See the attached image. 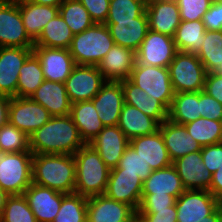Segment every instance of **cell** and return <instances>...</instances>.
<instances>
[{"label":"cell","mask_w":222,"mask_h":222,"mask_svg":"<svg viewBox=\"0 0 222 222\" xmlns=\"http://www.w3.org/2000/svg\"><path fill=\"white\" fill-rule=\"evenodd\" d=\"M85 143L70 115L55 116L29 136L32 154L74 155Z\"/></svg>","instance_id":"6da1fadb"},{"label":"cell","mask_w":222,"mask_h":222,"mask_svg":"<svg viewBox=\"0 0 222 222\" xmlns=\"http://www.w3.org/2000/svg\"><path fill=\"white\" fill-rule=\"evenodd\" d=\"M32 182L64 194L75 192L76 163L70 154H33Z\"/></svg>","instance_id":"7a4b0ae2"},{"label":"cell","mask_w":222,"mask_h":222,"mask_svg":"<svg viewBox=\"0 0 222 222\" xmlns=\"http://www.w3.org/2000/svg\"><path fill=\"white\" fill-rule=\"evenodd\" d=\"M76 163V194L91 197L104 195L111 169L99 153L85 144L73 155Z\"/></svg>","instance_id":"3957f363"},{"label":"cell","mask_w":222,"mask_h":222,"mask_svg":"<svg viewBox=\"0 0 222 222\" xmlns=\"http://www.w3.org/2000/svg\"><path fill=\"white\" fill-rule=\"evenodd\" d=\"M114 44L108 26L95 23L75 34L68 49L76 65L97 66Z\"/></svg>","instance_id":"277c9868"},{"label":"cell","mask_w":222,"mask_h":222,"mask_svg":"<svg viewBox=\"0 0 222 222\" xmlns=\"http://www.w3.org/2000/svg\"><path fill=\"white\" fill-rule=\"evenodd\" d=\"M31 151L0 153V187L8 195H22L32 183Z\"/></svg>","instance_id":"5b68a950"},{"label":"cell","mask_w":222,"mask_h":222,"mask_svg":"<svg viewBox=\"0 0 222 222\" xmlns=\"http://www.w3.org/2000/svg\"><path fill=\"white\" fill-rule=\"evenodd\" d=\"M168 68L174 93L204 90L206 71L196 54L177 51Z\"/></svg>","instance_id":"8992f818"},{"label":"cell","mask_w":222,"mask_h":222,"mask_svg":"<svg viewBox=\"0 0 222 222\" xmlns=\"http://www.w3.org/2000/svg\"><path fill=\"white\" fill-rule=\"evenodd\" d=\"M129 80L170 109L175 93L168 67L148 66L135 62Z\"/></svg>","instance_id":"52a82bcc"},{"label":"cell","mask_w":222,"mask_h":222,"mask_svg":"<svg viewBox=\"0 0 222 222\" xmlns=\"http://www.w3.org/2000/svg\"><path fill=\"white\" fill-rule=\"evenodd\" d=\"M0 47H34L23 25L19 0H0Z\"/></svg>","instance_id":"ba28073f"},{"label":"cell","mask_w":222,"mask_h":222,"mask_svg":"<svg viewBox=\"0 0 222 222\" xmlns=\"http://www.w3.org/2000/svg\"><path fill=\"white\" fill-rule=\"evenodd\" d=\"M52 116L30 97H11L8 121L28 137L47 123Z\"/></svg>","instance_id":"9c48e42d"},{"label":"cell","mask_w":222,"mask_h":222,"mask_svg":"<svg viewBox=\"0 0 222 222\" xmlns=\"http://www.w3.org/2000/svg\"><path fill=\"white\" fill-rule=\"evenodd\" d=\"M106 81L97 66L76 65L64 85L73 104L92 100Z\"/></svg>","instance_id":"30bf717a"},{"label":"cell","mask_w":222,"mask_h":222,"mask_svg":"<svg viewBox=\"0 0 222 222\" xmlns=\"http://www.w3.org/2000/svg\"><path fill=\"white\" fill-rule=\"evenodd\" d=\"M175 206L177 222H202L220 206V201L210 191L185 190Z\"/></svg>","instance_id":"8fae6325"},{"label":"cell","mask_w":222,"mask_h":222,"mask_svg":"<svg viewBox=\"0 0 222 222\" xmlns=\"http://www.w3.org/2000/svg\"><path fill=\"white\" fill-rule=\"evenodd\" d=\"M177 52L172 36L148 30L135 52L136 62L148 66L169 67Z\"/></svg>","instance_id":"7c38bea8"},{"label":"cell","mask_w":222,"mask_h":222,"mask_svg":"<svg viewBox=\"0 0 222 222\" xmlns=\"http://www.w3.org/2000/svg\"><path fill=\"white\" fill-rule=\"evenodd\" d=\"M143 182L137 174L123 173V169H111L104 195L138 210L141 203Z\"/></svg>","instance_id":"4fadbf2b"},{"label":"cell","mask_w":222,"mask_h":222,"mask_svg":"<svg viewBox=\"0 0 222 222\" xmlns=\"http://www.w3.org/2000/svg\"><path fill=\"white\" fill-rule=\"evenodd\" d=\"M33 53V48L0 47V94L17 97L21 67Z\"/></svg>","instance_id":"5bb4252c"},{"label":"cell","mask_w":222,"mask_h":222,"mask_svg":"<svg viewBox=\"0 0 222 222\" xmlns=\"http://www.w3.org/2000/svg\"><path fill=\"white\" fill-rule=\"evenodd\" d=\"M33 52L41 62L45 80L64 83L76 66L69 49L34 46Z\"/></svg>","instance_id":"9a60e30c"},{"label":"cell","mask_w":222,"mask_h":222,"mask_svg":"<svg viewBox=\"0 0 222 222\" xmlns=\"http://www.w3.org/2000/svg\"><path fill=\"white\" fill-rule=\"evenodd\" d=\"M185 190H206L211 186L212 173L204 163L201 151L189 153L172 162Z\"/></svg>","instance_id":"2e32d148"},{"label":"cell","mask_w":222,"mask_h":222,"mask_svg":"<svg viewBox=\"0 0 222 222\" xmlns=\"http://www.w3.org/2000/svg\"><path fill=\"white\" fill-rule=\"evenodd\" d=\"M137 211L105 195H95L87 200V222H131Z\"/></svg>","instance_id":"e0dca14e"},{"label":"cell","mask_w":222,"mask_h":222,"mask_svg":"<svg viewBox=\"0 0 222 222\" xmlns=\"http://www.w3.org/2000/svg\"><path fill=\"white\" fill-rule=\"evenodd\" d=\"M25 198L37 222H53L66 195L35 183L24 191Z\"/></svg>","instance_id":"ac0fdd59"},{"label":"cell","mask_w":222,"mask_h":222,"mask_svg":"<svg viewBox=\"0 0 222 222\" xmlns=\"http://www.w3.org/2000/svg\"><path fill=\"white\" fill-rule=\"evenodd\" d=\"M88 144L99 153L104 163L112 169L118 166L126 147L129 145V139L118 125L105 126Z\"/></svg>","instance_id":"d6986e66"},{"label":"cell","mask_w":222,"mask_h":222,"mask_svg":"<svg viewBox=\"0 0 222 222\" xmlns=\"http://www.w3.org/2000/svg\"><path fill=\"white\" fill-rule=\"evenodd\" d=\"M91 101L104 126H116L124 105L122 81H106Z\"/></svg>","instance_id":"ffe728a7"},{"label":"cell","mask_w":222,"mask_h":222,"mask_svg":"<svg viewBox=\"0 0 222 222\" xmlns=\"http://www.w3.org/2000/svg\"><path fill=\"white\" fill-rule=\"evenodd\" d=\"M135 62L133 50L114 44L97 67L107 81L120 82L130 78Z\"/></svg>","instance_id":"44dd1931"},{"label":"cell","mask_w":222,"mask_h":222,"mask_svg":"<svg viewBox=\"0 0 222 222\" xmlns=\"http://www.w3.org/2000/svg\"><path fill=\"white\" fill-rule=\"evenodd\" d=\"M129 145L150 165L152 171L172 165L168 150L164 144L161 132L137 136L129 140Z\"/></svg>","instance_id":"7402d4cb"},{"label":"cell","mask_w":222,"mask_h":222,"mask_svg":"<svg viewBox=\"0 0 222 222\" xmlns=\"http://www.w3.org/2000/svg\"><path fill=\"white\" fill-rule=\"evenodd\" d=\"M111 37L116 45L136 52L149 30L146 12L133 21H106Z\"/></svg>","instance_id":"603a6c76"},{"label":"cell","mask_w":222,"mask_h":222,"mask_svg":"<svg viewBox=\"0 0 222 222\" xmlns=\"http://www.w3.org/2000/svg\"><path fill=\"white\" fill-rule=\"evenodd\" d=\"M166 149L172 162L189 153L201 151L202 147L188 133L184 125L165 120L159 125Z\"/></svg>","instance_id":"cb8c5ba5"},{"label":"cell","mask_w":222,"mask_h":222,"mask_svg":"<svg viewBox=\"0 0 222 222\" xmlns=\"http://www.w3.org/2000/svg\"><path fill=\"white\" fill-rule=\"evenodd\" d=\"M146 14L149 29L174 37L180 25V12L176 0L158 1L147 4Z\"/></svg>","instance_id":"d4e9b609"},{"label":"cell","mask_w":222,"mask_h":222,"mask_svg":"<svg viewBox=\"0 0 222 222\" xmlns=\"http://www.w3.org/2000/svg\"><path fill=\"white\" fill-rule=\"evenodd\" d=\"M30 98L47 109L52 117L70 115L72 103L64 83L44 80Z\"/></svg>","instance_id":"484cf974"},{"label":"cell","mask_w":222,"mask_h":222,"mask_svg":"<svg viewBox=\"0 0 222 222\" xmlns=\"http://www.w3.org/2000/svg\"><path fill=\"white\" fill-rule=\"evenodd\" d=\"M124 103L136 107L159 124L168 119L169 110L156 98L141 90L129 79L122 81Z\"/></svg>","instance_id":"4316f807"},{"label":"cell","mask_w":222,"mask_h":222,"mask_svg":"<svg viewBox=\"0 0 222 222\" xmlns=\"http://www.w3.org/2000/svg\"><path fill=\"white\" fill-rule=\"evenodd\" d=\"M19 9L26 33L34 43L46 24L59 14V7L40 5L28 0H19Z\"/></svg>","instance_id":"83f0119b"},{"label":"cell","mask_w":222,"mask_h":222,"mask_svg":"<svg viewBox=\"0 0 222 222\" xmlns=\"http://www.w3.org/2000/svg\"><path fill=\"white\" fill-rule=\"evenodd\" d=\"M70 116L85 144L91 142L105 127L99 119L98 111L91 100L73 103Z\"/></svg>","instance_id":"f1b7e54d"},{"label":"cell","mask_w":222,"mask_h":222,"mask_svg":"<svg viewBox=\"0 0 222 222\" xmlns=\"http://www.w3.org/2000/svg\"><path fill=\"white\" fill-rule=\"evenodd\" d=\"M117 125L130 140L137 136L155 133L160 124L136 107L124 103Z\"/></svg>","instance_id":"f546056e"},{"label":"cell","mask_w":222,"mask_h":222,"mask_svg":"<svg viewBox=\"0 0 222 222\" xmlns=\"http://www.w3.org/2000/svg\"><path fill=\"white\" fill-rule=\"evenodd\" d=\"M185 188L173 165L154 170L143 182L142 194L172 195L178 198Z\"/></svg>","instance_id":"4dcf8cb0"},{"label":"cell","mask_w":222,"mask_h":222,"mask_svg":"<svg viewBox=\"0 0 222 222\" xmlns=\"http://www.w3.org/2000/svg\"><path fill=\"white\" fill-rule=\"evenodd\" d=\"M199 92L175 93L168 119L176 124L185 125L201 117Z\"/></svg>","instance_id":"1f68e13d"},{"label":"cell","mask_w":222,"mask_h":222,"mask_svg":"<svg viewBox=\"0 0 222 222\" xmlns=\"http://www.w3.org/2000/svg\"><path fill=\"white\" fill-rule=\"evenodd\" d=\"M205 31L202 20H181L173 37L177 51L197 54L203 44Z\"/></svg>","instance_id":"d6a6232c"},{"label":"cell","mask_w":222,"mask_h":222,"mask_svg":"<svg viewBox=\"0 0 222 222\" xmlns=\"http://www.w3.org/2000/svg\"><path fill=\"white\" fill-rule=\"evenodd\" d=\"M196 55L206 73L222 74V30H206L201 49Z\"/></svg>","instance_id":"836d02e7"},{"label":"cell","mask_w":222,"mask_h":222,"mask_svg":"<svg viewBox=\"0 0 222 222\" xmlns=\"http://www.w3.org/2000/svg\"><path fill=\"white\" fill-rule=\"evenodd\" d=\"M73 37L63 17L57 14L46 24L34 46L68 49Z\"/></svg>","instance_id":"e575fe53"},{"label":"cell","mask_w":222,"mask_h":222,"mask_svg":"<svg viewBox=\"0 0 222 222\" xmlns=\"http://www.w3.org/2000/svg\"><path fill=\"white\" fill-rule=\"evenodd\" d=\"M44 80L41 62L33 52L20 69L17 97H31Z\"/></svg>","instance_id":"d590c367"},{"label":"cell","mask_w":222,"mask_h":222,"mask_svg":"<svg viewBox=\"0 0 222 222\" xmlns=\"http://www.w3.org/2000/svg\"><path fill=\"white\" fill-rule=\"evenodd\" d=\"M184 126L201 147L222 142V121L200 117Z\"/></svg>","instance_id":"8d00e7d4"},{"label":"cell","mask_w":222,"mask_h":222,"mask_svg":"<svg viewBox=\"0 0 222 222\" xmlns=\"http://www.w3.org/2000/svg\"><path fill=\"white\" fill-rule=\"evenodd\" d=\"M59 14L74 35L85 31L95 24L89 12L79 0H66L59 7Z\"/></svg>","instance_id":"74e56055"},{"label":"cell","mask_w":222,"mask_h":222,"mask_svg":"<svg viewBox=\"0 0 222 222\" xmlns=\"http://www.w3.org/2000/svg\"><path fill=\"white\" fill-rule=\"evenodd\" d=\"M87 200L88 197L76 193L66 194L53 222H87Z\"/></svg>","instance_id":"f35d334b"},{"label":"cell","mask_w":222,"mask_h":222,"mask_svg":"<svg viewBox=\"0 0 222 222\" xmlns=\"http://www.w3.org/2000/svg\"><path fill=\"white\" fill-rule=\"evenodd\" d=\"M0 222H37V220L22 194L7 196Z\"/></svg>","instance_id":"ab89813d"},{"label":"cell","mask_w":222,"mask_h":222,"mask_svg":"<svg viewBox=\"0 0 222 222\" xmlns=\"http://www.w3.org/2000/svg\"><path fill=\"white\" fill-rule=\"evenodd\" d=\"M144 0H110L106 21H133L146 12Z\"/></svg>","instance_id":"60d3db41"},{"label":"cell","mask_w":222,"mask_h":222,"mask_svg":"<svg viewBox=\"0 0 222 222\" xmlns=\"http://www.w3.org/2000/svg\"><path fill=\"white\" fill-rule=\"evenodd\" d=\"M30 151L29 137L9 121L0 128V153Z\"/></svg>","instance_id":"b9f144b4"},{"label":"cell","mask_w":222,"mask_h":222,"mask_svg":"<svg viewBox=\"0 0 222 222\" xmlns=\"http://www.w3.org/2000/svg\"><path fill=\"white\" fill-rule=\"evenodd\" d=\"M112 169H123V173L137 174L142 182L152 173L150 165H147L130 145L126 147L118 166Z\"/></svg>","instance_id":"7bdbcfd3"},{"label":"cell","mask_w":222,"mask_h":222,"mask_svg":"<svg viewBox=\"0 0 222 222\" xmlns=\"http://www.w3.org/2000/svg\"><path fill=\"white\" fill-rule=\"evenodd\" d=\"M180 19L184 21L202 20L213 0H176Z\"/></svg>","instance_id":"ee69618b"},{"label":"cell","mask_w":222,"mask_h":222,"mask_svg":"<svg viewBox=\"0 0 222 222\" xmlns=\"http://www.w3.org/2000/svg\"><path fill=\"white\" fill-rule=\"evenodd\" d=\"M201 117L222 121V104L204 90L199 92Z\"/></svg>","instance_id":"f6af8a7d"},{"label":"cell","mask_w":222,"mask_h":222,"mask_svg":"<svg viewBox=\"0 0 222 222\" xmlns=\"http://www.w3.org/2000/svg\"><path fill=\"white\" fill-rule=\"evenodd\" d=\"M176 197L156 194H142L141 203L138 210H162L167 207L173 206L176 203Z\"/></svg>","instance_id":"bcb514c9"},{"label":"cell","mask_w":222,"mask_h":222,"mask_svg":"<svg viewBox=\"0 0 222 222\" xmlns=\"http://www.w3.org/2000/svg\"><path fill=\"white\" fill-rule=\"evenodd\" d=\"M201 155L206 169L213 174L222 166V142L202 147Z\"/></svg>","instance_id":"7dc6e473"},{"label":"cell","mask_w":222,"mask_h":222,"mask_svg":"<svg viewBox=\"0 0 222 222\" xmlns=\"http://www.w3.org/2000/svg\"><path fill=\"white\" fill-rule=\"evenodd\" d=\"M89 12L94 23L105 24L109 12L110 0H79Z\"/></svg>","instance_id":"c3c4849f"},{"label":"cell","mask_w":222,"mask_h":222,"mask_svg":"<svg viewBox=\"0 0 222 222\" xmlns=\"http://www.w3.org/2000/svg\"><path fill=\"white\" fill-rule=\"evenodd\" d=\"M137 214L146 222H177L175 205L162 210H137Z\"/></svg>","instance_id":"681fc988"},{"label":"cell","mask_w":222,"mask_h":222,"mask_svg":"<svg viewBox=\"0 0 222 222\" xmlns=\"http://www.w3.org/2000/svg\"><path fill=\"white\" fill-rule=\"evenodd\" d=\"M202 21L206 30H222V5L212 2L209 10L203 15Z\"/></svg>","instance_id":"f907efd6"},{"label":"cell","mask_w":222,"mask_h":222,"mask_svg":"<svg viewBox=\"0 0 222 222\" xmlns=\"http://www.w3.org/2000/svg\"><path fill=\"white\" fill-rule=\"evenodd\" d=\"M204 91L222 104V74L206 73Z\"/></svg>","instance_id":"816d5d0a"},{"label":"cell","mask_w":222,"mask_h":222,"mask_svg":"<svg viewBox=\"0 0 222 222\" xmlns=\"http://www.w3.org/2000/svg\"><path fill=\"white\" fill-rule=\"evenodd\" d=\"M208 191L220 202L222 201V166L212 174L211 186Z\"/></svg>","instance_id":"f5cc1de1"},{"label":"cell","mask_w":222,"mask_h":222,"mask_svg":"<svg viewBox=\"0 0 222 222\" xmlns=\"http://www.w3.org/2000/svg\"><path fill=\"white\" fill-rule=\"evenodd\" d=\"M10 97L0 94V128L8 122Z\"/></svg>","instance_id":"db71d44e"},{"label":"cell","mask_w":222,"mask_h":222,"mask_svg":"<svg viewBox=\"0 0 222 222\" xmlns=\"http://www.w3.org/2000/svg\"><path fill=\"white\" fill-rule=\"evenodd\" d=\"M202 222H222L221 205L211 215L205 217V220Z\"/></svg>","instance_id":"11a10c76"},{"label":"cell","mask_w":222,"mask_h":222,"mask_svg":"<svg viewBox=\"0 0 222 222\" xmlns=\"http://www.w3.org/2000/svg\"><path fill=\"white\" fill-rule=\"evenodd\" d=\"M28 1L40 5L60 7L66 0H28Z\"/></svg>","instance_id":"9f6ffc18"},{"label":"cell","mask_w":222,"mask_h":222,"mask_svg":"<svg viewBox=\"0 0 222 222\" xmlns=\"http://www.w3.org/2000/svg\"><path fill=\"white\" fill-rule=\"evenodd\" d=\"M7 196L8 194L0 187V216L2 214Z\"/></svg>","instance_id":"6f0895ef"},{"label":"cell","mask_w":222,"mask_h":222,"mask_svg":"<svg viewBox=\"0 0 222 222\" xmlns=\"http://www.w3.org/2000/svg\"><path fill=\"white\" fill-rule=\"evenodd\" d=\"M134 222H146L140 215L136 214L134 216Z\"/></svg>","instance_id":"680465c9"},{"label":"cell","mask_w":222,"mask_h":222,"mask_svg":"<svg viewBox=\"0 0 222 222\" xmlns=\"http://www.w3.org/2000/svg\"><path fill=\"white\" fill-rule=\"evenodd\" d=\"M146 2V5L147 4H150V3H154V2H158V1H167V0H144Z\"/></svg>","instance_id":"91938a15"},{"label":"cell","mask_w":222,"mask_h":222,"mask_svg":"<svg viewBox=\"0 0 222 222\" xmlns=\"http://www.w3.org/2000/svg\"><path fill=\"white\" fill-rule=\"evenodd\" d=\"M213 2H216L218 4H221L222 5V0H213Z\"/></svg>","instance_id":"94428289"}]
</instances>
